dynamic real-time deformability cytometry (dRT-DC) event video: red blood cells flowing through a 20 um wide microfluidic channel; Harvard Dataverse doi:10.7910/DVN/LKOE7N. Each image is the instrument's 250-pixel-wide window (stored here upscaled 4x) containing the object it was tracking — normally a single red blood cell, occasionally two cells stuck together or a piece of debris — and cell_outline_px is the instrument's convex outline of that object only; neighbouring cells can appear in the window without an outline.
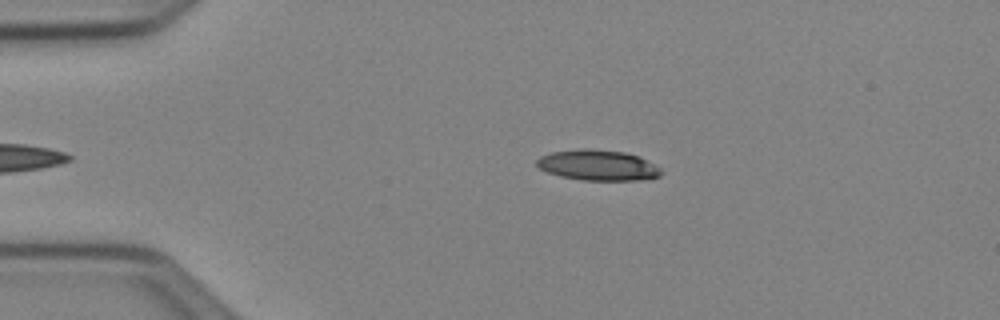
{"species": "Egyptian fruit bat (a non-hibernating species)", "species_latin": "Rousettus aegyptiacus", "temperature_condition": "cold", "stored_images_in_passage": 37, "camera_frame_rate_fps": 3000, "um_per_image_px": 0.085, "animal": {"sex": "female"}, "frame": {"image": 1, "passage_image": 3, "time_ms": 0.667, "image_size_px": [1000, 320], "cell_outline_px": [[664, 172], [660, 176], [644, 180], [584, 180], [560, 176], [548, 172], [540, 168], [536, 164], [536, 160], [540, 156], [552, 152], [580, 148], [584, 148], [624, 152], [640, 156], [660, 168]], "centroid_in_image_um": [50.84, 14.04], "position_along_channel_um": 34.2, "area_um2": 22.2}}
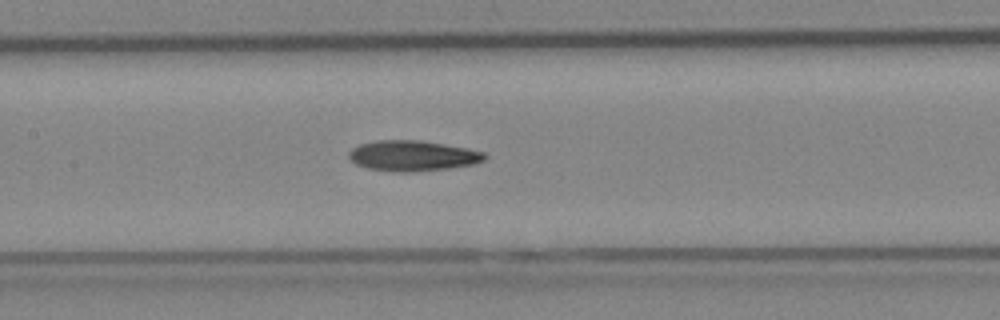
{"frame": {"image": 2, "passage_image": 17, "time_ms": 5.333, "image_size_px": [1000, 320], "cell_outline_px": [[488, 156], [484, 160], [476, 164], [448, 168], [412, 172], [396, 172], [368, 168], [356, 164], [348, 156], [348, 152], [352, 148], [360, 144], [380, 140], [416, 140], [468, 148], [484, 152]], "centroid_in_image_um": [35.09, 13.24], "position_along_channel_um": 172.3, "area_um2": 24.04}}
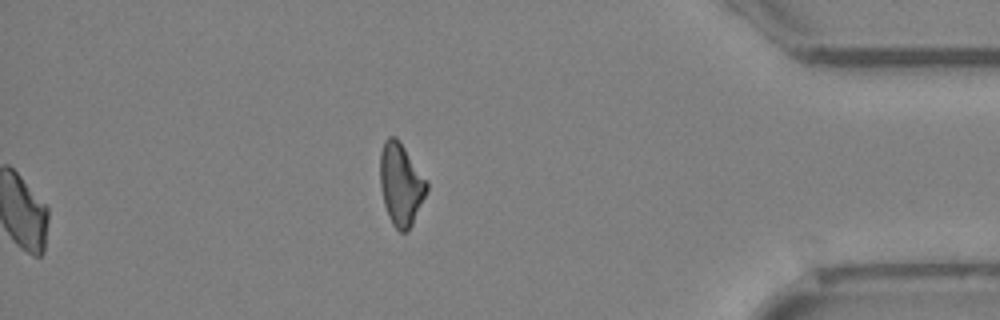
{"frame": {"image": 3, "passage_image": 37, "time_ms": 12.0, "image_size_px": [1000, 320], "cell_outline_px": [[428, 188], [412, 224], [404, 232], [400, 232], [392, 224], [388, 216], [384, 204], [380, 188], [380, 152], [384, 140], [388, 136], [396, 136], [428, 180]], "centroid_in_image_um": [34.06, 15.62], "position_along_channel_um": 401.1, "area_um2": 22.37}, "authors_computed_cell_mechanics": {"area_um2": 23.0622, "velocity_mm_per_s": 3.9693, "shape_relaxation_time_tau1_ms": 5.4348, "shape_relaxation_time_tau2_ms": null, "deformation_change_tau1": 0.1715, "deformation_change_tau2": null}}